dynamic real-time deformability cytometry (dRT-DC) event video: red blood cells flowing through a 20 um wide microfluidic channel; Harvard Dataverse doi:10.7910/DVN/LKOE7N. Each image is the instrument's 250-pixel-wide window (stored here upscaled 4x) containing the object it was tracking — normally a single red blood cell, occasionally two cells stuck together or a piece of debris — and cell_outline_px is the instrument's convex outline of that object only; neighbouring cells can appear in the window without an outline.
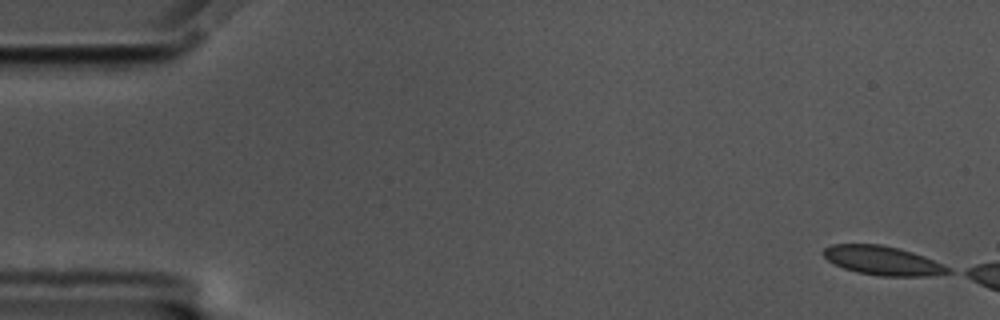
{"species": "common noctule bat (a hibernating species)", "species_latin": "Nyctalus noctula", "temperature_condition": "cold", "stored_images_in_passage": 10, "camera_frame_rate_fps": 3000, "um_per_image_px": 0.085, "animal": {"sex": "male", "body_mass_g": 17.5, "forearm_length_mm": 52.3}, "frame": {"image": 1, "passage_image": 1, "time_ms": 0.0, "image_size_px": [1000, 320], "cell_outline_px": [[952, 272], [928, 276], [880, 276], [856, 272], [844, 268], [828, 260], [820, 252], [824, 248], [832, 244], [880, 244], [900, 248], [924, 256], [952, 268]], "centroid_in_image_um": [75.03, 22.15], "position_along_channel_um": 10.0, "area_um2": 21.15}}